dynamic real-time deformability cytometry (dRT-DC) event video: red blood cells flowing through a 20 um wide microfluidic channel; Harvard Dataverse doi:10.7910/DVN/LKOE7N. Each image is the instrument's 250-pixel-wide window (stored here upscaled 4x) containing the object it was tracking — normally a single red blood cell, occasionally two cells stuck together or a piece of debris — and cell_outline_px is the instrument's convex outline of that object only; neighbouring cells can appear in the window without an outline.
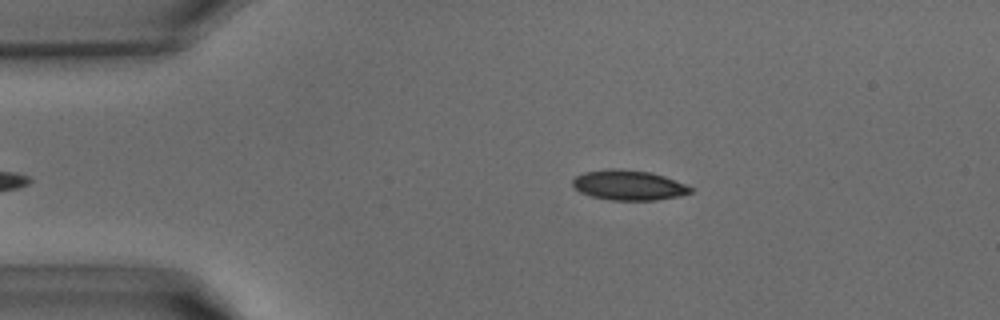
{"species": "common noctule bat (a hibernating species)", "species_latin": "Nyctalus noctula", "temperature_condition": "warm", "stored_images_in_passage": 29, "camera_frame_rate_fps": 3000, "um_per_image_px": 0.085, "animal": {"sex": "male", "body_mass_g": 15.6}, "frame": {"image": 1, "passage_image": 2, "time_ms": 0.333, "image_size_px": [1000, 320], "cell_outline_px": [[696, 188], [692, 192], [680, 196], [656, 200], [612, 200], [592, 196], [580, 192], [572, 184], [572, 180], [576, 176], [584, 172], [608, 168], [612, 168], [652, 172], [664, 176]], "centroid_in_image_um": [53.47, 15.73], "position_along_channel_um": 31.5, "area_um2": 20.69}}
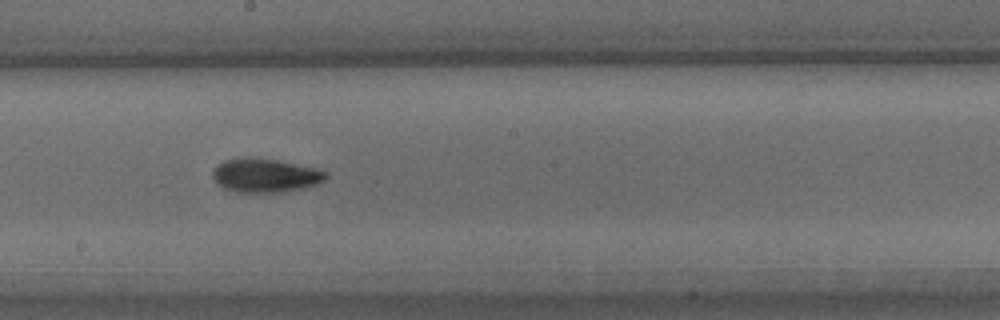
{"frame": {"image": 2, "passage_image": 16, "time_ms": 5.0, "image_size_px": [1000, 320], "cell_outline_px": [[328, 176], [324, 180], [316, 184], [304, 188], [284, 192], [236, 192], [224, 188], [216, 184], [212, 176], [212, 172], [216, 164], [224, 160], [276, 160], [320, 168], [328, 172]], "centroid_in_image_um": [22.59, 14.95], "position_along_channel_um": 225.6, "area_um2": 21.96}}
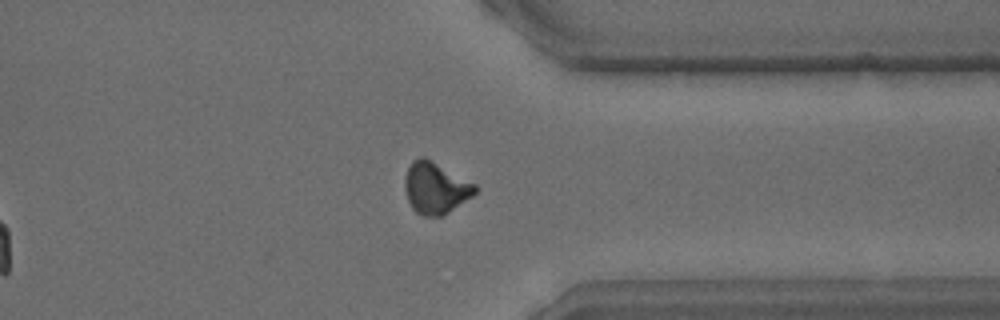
{"frame": {"image": 3, "passage_image": 25, "time_ms": 8.0, "image_size_px": [1000, 320], "cell_outline_px": [[476, 192], [472, 196], [444, 216], [424, 216], [416, 212], [412, 208], [408, 200], [404, 188], [404, 180], [408, 168], [412, 160], [420, 156], [424, 156], [476, 184]], "centroid_in_image_um": [37.0, 15.98], "position_along_channel_um": 374.4, "area_um2": 21.15}}